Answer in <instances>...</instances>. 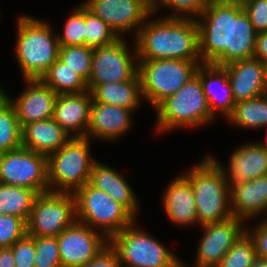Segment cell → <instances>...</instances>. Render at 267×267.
<instances>
[{
  "instance_id": "1",
  "label": "cell",
  "mask_w": 267,
  "mask_h": 267,
  "mask_svg": "<svg viewBox=\"0 0 267 267\" xmlns=\"http://www.w3.org/2000/svg\"><path fill=\"white\" fill-rule=\"evenodd\" d=\"M197 20L202 63L224 66L254 58L256 32L241 1L208 5Z\"/></svg>"
},
{
  "instance_id": "2",
  "label": "cell",
  "mask_w": 267,
  "mask_h": 267,
  "mask_svg": "<svg viewBox=\"0 0 267 267\" xmlns=\"http://www.w3.org/2000/svg\"><path fill=\"white\" fill-rule=\"evenodd\" d=\"M154 21V22H153ZM137 61L181 59L201 61L197 19L164 17L146 20L136 37Z\"/></svg>"
},
{
  "instance_id": "3",
  "label": "cell",
  "mask_w": 267,
  "mask_h": 267,
  "mask_svg": "<svg viewBox=\"0 0 267 267\" xmlns=\"http://www.w3.org/2000/svg\"><path fill=\"white\" fill-rule=\"evenodd\" d=\"M183 175L190 181L195 195L198 224L219 223L232 217L228 181L211 156Z\"/></svg>"
},
{
  "instance_id": "4",
  "label": "cell",
  "mask_w": 267,
  "mask_h": 267,
  "mask_svg": "<svg viewBox=\"0 0 267 267\" xmlns=\"http://www.w3.org/2000/svg\"><path fill=\"white\" fill-rule=\"evenodd\" d=\"M16 59L23 79H40L58 59L59 42L49 23L24 15L17 22Z\"/></svg>"
},
{
  "instance_id": "5",
  "label": "cell",
  "mask_w": 267,
  "mask_h": 267,
  "mask_svg": "<svg viewBox=\"0 0 267 267\" xmlns=\"http://www.w3.org/2000/svg\"><path fill=\"white\" fill-rule=\"evenodd\" d=\"M155 110L158 132H166L182 126L199 127L210 123L215 118L197 74L176 93L161 101Z\"/></svg>"
},
{
  "instance_id": "6",
  "label": "cell",
  "mask_w": 267,
  "mask_h": 267,
  "mask_svg": "<svg viewBox=\"0 0 267 267\" xmlns=\"http://www.w3.org/2000/svg\"><path fill=\"white\" fill-rule=\"evenodd\" d=\"M89 141L88 137H72L47 157L49 191L74 194L89 182L95 162Z\"/></svg>"
},
{
  "instance_id": "7",
  "label": "cell",
  "mask_w": 267,
  "mask_h": 267,
  "mask_svg": "<svg viewBox=\"0 0 267 267\" xmlns=\"http://www.w3.org/2000/svg\"><path fill=\"white\" fill-rule=\"evenodd\" d=\"M76 220L92 228L97 226L110 239L137 219L105 191L89 182L74 193Z\"/></svg>"
},
{
  "instance_id": "8",
  "label": "cell",
  "mask_w": 267,
  "mask_h": 267,
  "mask_svg": "<svg viewBox=\"0 0 267 267\" xmlns=\"http://www.w3.org/2000/svg\"><path fill=\"white\" fill-rule=\"evenodd\" d=\"M201 63L181 59L138 61L143 98L155 108L195 76Z\"/></svg>"
},
{
  "instance_id": "9",
  "label": "cell",
  "mask_w": 267,
  "mask_h": 267,
  "mask_svg": "<svg viewBox=\"0 0 267 267\" xmlns=\"http://www.w3.org/2000/svg\"><path fill=\"white\" fill-rule=\"evenodd\" d=\"M117 251L121 266L183 267V263L166 246L135 226V220L109 239Z\"/></svg>"
},
{
  "instance_id": "10",
  "label": "cell",
  "mask_w": 267,
  "mask_h": 267,
  "mask_svg": "<svg viewBox=\"0 0 267 267\" xmlns=\"http://www.w3.org/2000/svg\"><path fill=\"white\" fill-rule=\"evenodd\" d=\"M76 221L73 193L47 191L36 196L27 221L29 236L57 237Z\"/></svg>"
},
{
  "instance_id": "11",
  "label": "cell",
  "mask_w": 267,
  "mask_h": 267,
  "mask_svg": "<svg viewBox=\"0 0 267 267\" xmlns=\"http://www.w3.org/2000/svg\"><path fill=\"white\" fill-rule=\"evenodd\" d=\"M0 183L32 189L38 194L49 191L47 156L22 146L0 153Z\"/></svg>"
},
{
  "instance_id": "12",
  "label": "cell",
  "mask_w": 267,
  "mask_h": 267,
  "mask_svg": "<svg viewBox=\"0 0 267 267\" xmlns=\"http://www.w3.org/2000/svg\"><path fill=\"white\" fill-rule=\"evenodd\" d=\"M130 55L122 37L109 45L93 48L92 67L87 82L89 91L98 84L132 79L138 73V62Z\"/></svg>"
},
{
  "instance_id": "13",
  "label": "cell",
  "mask_w": 267,
  "mask_h": 267,
  "mask_svg": "<svg viewBox=\"0 0 267 267\" xmlns=\"http://www.w3.org/2000/svg\"><path fill=\"white\" fill-rule=\"evenodd\" d=\"M62 267H82L109 244V239L90 226L75 221L57 236Z\"/></svg>"
},
{
  "instance_id": "14",
  "label": "cell",
  "mask_w": 267,
  "mask_h": 267,
  "mask_svg": "<svg viewBox=\"0 0 267 267\" xmlns=\"http://www.w3.org/2000/svg\"><path fill=\"white\" fill-rule=\"evenodd\" d=\"M83 4L101 18L119 38L122 37L120 34L137 28L136 38L141 26L153 14L141 0H87Z\"/></svg>"
},
{
  "instance_id": "15",
  "label": "cell",
  "mask_w": 267,
  "mask_h": 267,
  "mask_svg": "<svg viewBox=\"0 0 267 267\" xmlns=\"http://www.w3.org/2000/svg\"><path fill=\"white\" fill-rule=\"evenodd\" d=\"M244 220L235 216L219 222L203 225V237L196 257V267H216L233 244L246 231Z\"/></svg>"
},
{
  "instance_id": "16",
  "label": "cell",
  "mask_w": 267,
  "mask_h": 267,
  "mask_svg": "<svg viewBox=\"0 0 267 267\" xmlns=\"http://www.w3.org/2000/svg\"><path fill=\"white\" fill-rule=\"evenodd\" d=\"M27 83L25 88L13 100L9 97V102L14 106L21 128L25 125L53 118L54 105L57 94L46 85L41 79H24Z\"/></svg>"
},
{
  "instance_id": "17",
  "label": "cell",
  "mask_w": 267,
  "mask_h": 267,
  "mask_svg": "<svg viewBox=\"0 0 267 267\" xmlns=\"http://www.w3.org/2000/svg\"><path fill=\"white\" fill-rule=\"evenodd\" d=\"M236 102L263 95L267 85V65L256 58L237 60L224 65Z\"/></svg>"
},
{
  "instance_id": "18",
  "label": "cell",
  "mask_w": 267,
  "mask_h": 267,
  "mask_svg": "<svg viewBox=\"0 0 267 267\" xmlns=\"http://www.w3.org/2000/svg\"><path fill=\"white\" fill-rule=\"evenodd\" d=\"M211 158L222 168L229 185L242 184L267 175V149L258 142L241 145L235 149L227 170L218 160Z\"/></svg>"
},
{
  "instance_id": "19",
  "label": "cell",
  "mask_w": 267,
  "mask_h": 267,
  "mask_svg": "<svg viewBox=\"0 0 267 267\" xmlns=\"http://www.w3.org/2000/svg\"><path fill=\"white\" fill-rule=\"evenodd\" d=\"M92 95L89 90L78 94H58L53 119L71 137H87Z\"/></svg>"
},
{
  "instance_id": "20",
  "label": "cell",
  "mask_w": 267,
  "mask_h": 267,
  "mask_svg": "<svg viewBox=\"0 0 267 267\" xmlns=\"http://www.w3.org/2000/svg\"><path fill=\"white\" fill-rule=\"evenodd\" d=\"M196 74L200 77L203 92L212 115L216 119V113L219 111L223 116H226L225 118H228L232 114L236 103L233 99L225 67L212 63H201ZM215 85L217 86L215 87ZM217 87L218 89H216Z\"/></svg>"
},
{
  "instance_id": "21",
  "label": "cell",
  "mask_w": 267,
  "mask_h": 267,
  "mask_svg": "<svg viewBox=\"0 0 267 267\" xmlns=\"http://www.w3.org/2000/svg\"><path fill=\"white\" fill-rule=\"evenodd\" d=\"M131 112L133 111L130 109L92 101L87 137L93 136L107 141L119 138L131 129Z\"/></svg>"
},
{
  "instance_id": "22",
  "label": "cell",
  "mask_w": 267,
  "mask_h": 267,
  "mask_svg": "<svg viewBox=\"0 0 267 267\" xmlns=\"http://www.w3.org/2000/svg\"><path fill=\"white\" fill-rule=\"evenodd\" d=\"M229 187L232 216L246 222L267 211V175Z\"/></svg>"
},
{
  "instance_id": "23",
  "label": "cell",
  "mask_w": 267,
  "mask_h": 267,
  "mask_svg": "<svg viewBox=\"0 0 267 267\" xmlns=\"http://www.w3.org/2000/svg\"><path fill=\"white\" fill-rule=\"evenodd\" d=\"M162 202L171 222L179 226L198 223L195 195L190 181L184 175L170 182Z\"/></svg>"
},
{
  "instance_id": "24",
  "label": "cell",
  "mask_w": 267,
  "mask_h": 267,
  "mask_svg": "<svg viewBox=\"0 0 267 267\" xmlns=\"http://www.w3.org/2000/svg\"><path fill=\"white\" fill-rule=\"evenodd\" d=\"M71 138L53 118L32 122L22 128V147L47 157Z\"/></svg>"
},
{
  "instance_id": "25",
  "label": "cell",
  "mask_w": 267,
  "mask_h": 267,
  "mask_svg": "<svg viewBox=\"0 0 267 267\" xmlns=\"http://www.w3.org/2000/svg\"><path fill=\"white\" fill-rule=\"evenodd\" d=\"M89 183L105 191L136 218L135 212L138 211L139 203L131 186H129L122 174L109 166L95 161L90 173Z\"/></svg>"
},
{
  "instance_id": "26",
  "label": "cell",
  "mask_w": 267,
  "mask_h": 267,
  "mask_svg": "<svg viewBox=\"0 0 267 267\" xmlns=\"http://www.w3.org/2000/svg\"><path fill=\"white\" fill-rule=\"evenodd\" d=\"M90 92L94 102L112 104L132 111L138 108L143 97L138 73L124 82L98 84Z\"/></svg>"
},
{
  "instance_id": "27",
  "label": "cell",
  "mask_w": 267,
  "mask_h": 267,
  "mask_svg": "<svg viewBox=\"0 0 267 267\" xmlns=\"http://www.w3.org/2000/svg\"><path fill=\"white\" fill-rule=\"evenodd\" d=\"M37 195L32 189L0 183V215H15L27 222Z\"/></svg>"
},
{
  "instance_id": "28",
  "label": "cell",
  "mask_w": 267,
  "mask_h": 267,
  "mask_svg": "<svg viewBox=\"0 0 267 267\" xmlns=\"http://www.w3.org/2000/svg\"><path fill=\"white\" fill-rule=\"evenodd\" d=\"M58 94H78L88 89L87 82L57 59L40 78Z\"/></svg>"
},
{
  "instance_id": "29",
  "label": "cell",
  "mask_w": 267,
  "mask_h": 267,
  "mask_svg": "<svg viewBox=\"0 0 267 267\" xmlns=\"http://www.w3.org/2000/svg\"><path fill=\"white\" fill-rule=\"evenodd\" d=\"M227 119L242 128L267 127V100L261 95L236 102L232 114Z\"/></svg>"
},
{
  "instance_id": "30",
  "label": "cell",
  "mask_w": 267,
  "mask_h": 267,
  "mask_svg": "<svg viewBox=\"0 0 267 267\" xmlns=\"http://www.w3.org/2000/svg\"><path fill=\"white\" fill-rule=\"evenodd\" d=\"M22 146V128L9 100L0 108V153Z\"/></svg>"
},
{
  "instance_id": "31",
  "label": "cell",
  "mask_w": 267,
  "mask_h": 267,
  "mask_svg": "<svg viewBox=\"0 0 267 267\" xmlns=\"http://www.w3.org/2000/svg\"><path fill=\"white\" fill-rule=\"evenodd\" d=\"M118 38L101 18L85 6V46L90 48L106 46Z\"/></svg>"
},
{
  "instance_id": "32",
  "label": "cell",
  "mask_w": 267,
  "mask_h": 267,
  "mask_svg": "<svg viewBox=\"0 0 267 267\" xmlns=\"http://www.w3.org/2000/svg\"><path fill=\"white\" fill-rule=\"evenodd\" d=\"M93 48L82 46H65L59 48L58 59L80 75L86 82L90 77Z\"/></svg>"
},
{
  "instance_id": "33",
  "label": "cell",
  "mask_w": 267,
  "mask_h": 267,
  "mask_svg": "<svg viewBox=\"0 0 267 267\" xmlns=\"http://www.w3.org/2000/svg\"><path fill=\"white\" fill-rule=\"evenodd\" d=\"M256 258L254 241L245 231L216 267H250Z\"/></svg>"
},
{
  "instance_id": "34",
  "label": "cell",
  "mask_w": 267,
  "mask_h": 267,
  "mask_svg": "<svg viewBox=\"0 0 267 267\" xmlns=\"http://www.w3.org/2000/svg\"><path fill=\"white\" fill-rule=\"evenodd\" d=\"M65 23L64 33L57 36L60 47L85 45V5L72 10Z\"/></svg>"
},
{
  "instance_id": "35",
  "label": "cell",
  "mask_w": 267,
  "mask_h": 267,
  "mask_svg": "<svg viewBox=\"0 0 267 267\" xmlns=\"http://www.w3.org/2000/svg\"><path fill=\"white\" fill-rule=\"evenodd\" d=\"M36 257L34 267H62L57 237H34Z\"/></svg>"
},
{
  "instance_id": "36",
  "label": "cell",
  "mask_w": 267,
  "mask_h": 267,
  "mask_svg": "<svg viewBox=\"0 0 267 267\" xmlns=\"http://www.w3.org/2000/svg\"><path fill=\"white\" fill-rule=\"evenodd\" d=\"M27 234V222L15 215H0V247L12 246Z\"/></svg>"
},
{
  "instance_id": "37",
  "label": "cell",
  "mask_w": 267,
  "mask_h": 267,
  "mask_svg": "<svg viewBox=\"0 0 267 267\" xmlns=\"http://www.w3.org/2000/svg\"><path fill=\"white\" fill-rule=\"evenodd\" d=\"M161 5L178 12L171 13L170 16L167 15L166 17H187L193 19H196L195 16H201L207 8L204 0H154L152 13L156 12ZM181 13L184 15H181ZM192 14L193 16L191 17Z\"/></svg>"
},
{
  "instance_id": "38",
  "label": "cell",
  "mask_w": 267,
  "mask_h": 267,
  "mask_svg": "<svg viewBox=\"0 0 267 267\" xmlns=\"http://www.w3.org/2000/svg\"><path fill=\"white\" fill-rule=\"evenodd\" d=\"M11 250L15 267H34L36 257L34 236L26 234L11 246Z\"/></svg>"
},
{
  "instance_id": "39",
  "label": "cell",
  "mask_w": 267,
  "mask_h": 267,
  "mask_svg": "<svg viewBox=\"0 0 267 267\" xmlns=\"http://www.w3.org/2000/svg\"><path fill=\"white\" fill-rule=\"evenodd\" d=\"M256 33L267 31V0H240Z\"/></svg>"
},
{
  "instance_id": "40",
  "label": "cell",
  "mask_w": 267,
  "mask_h": 267,
  "mask_svg": "<svg viewBox=\"0 0 267 267\" xmlns=\"http://www.w3.org/2000/svg\"><path fill=\"white\" fill-rule=\"evenodd\" d=\"M82 267H122L117 251L110 245L104 247L91 261Z\"/></svg>"
},
{
  "instance_id": "41",
  "label": "cell",
  "mask_w": 267,
  "mask_h": 267,
  "mask_svg": "<svg viewBox=\"0 0 267 267\" xmlns=\"http://www.w3.org/2000/svg\"><path fill=\"white\" fill-rule=\"evenodd\" d=\"M246 232L253 239L256 257L267 258V218L260 222L255 229Z\"/></svg>"
},
{
  "instance_id": "42",
  "label": "cell",
  "mask_w": 267,
  "mask_h": 267,
  "mask_svg": "<svg viewBox=\"0 0 267 267\" xmlns=\"http://www.w3.org/2000/svg\"><path fill=\"white\" fill-rule=\"evenodd\" d=\"M254 58L267 65V31L256 34Z\"/></svg>"
},
{
  "instance_id": "43",
  "label": "cell",
  "mask_w": 267,
  "mask_h": 267,
  "mask_svg": "<svg viewBox=\"0 0 267 267\" xmlns=\"http://www.w3.org/2000/svg\"><path fill=\"white\" fill-rule=\"evenodd\" d=\"M0 267H15L11 246L0 247Z\"/></svg>"
},
{
  "instance_id": "44",
  "label": "cell",
  "mask_w": 267,
  "mask_h": 267,
  "mask_svg": "<svg viewBox=\"0 0 267 267\" xmlns=\"http://www.w3.org/2000/svg\"><path fill=\"white\" fill-rule=\"evenodd\" d=\"M250 267H267V258L257 257Z\"/></svg>"
},
{
  "instance_id": "45",
  "label": "cell",
  "mask_w": 267,
  "mask_h": 267,
  "mask_svg": "<svg viewBox=\"0 0 267 267\" xmlns=\"http://www.w3.org/2000/svg\"><path fill=\"white\" fill-rule=\"evenodd\" d=\"M206 5H211V4H228V3H235L240 0H204Z\"/></svg>"
},
{
  "instance_id": "46",
  "label": "cell",
  "mask_w": 267,
  "mask_h": 267,
  "mask_svg": "<svg viewBox=\"0 0 267 267\" xmlns=\"http://www.w3.org/2000/svg\"><path fill=\"white\" fill-rule=\"evenodd\" d=\"M5 92V90L0 88V108L9 100V95H7Z\"/></svg>"
},
{
  "instance_id": "47",
  "label": "cell",
  "mask_w": 267,
  "mask_h": 267,
  "mask_svg": "<svg viewBox=\"0 0 267 267\" xmlns=\"http://www.w3.org/2000/svg\"><path fill=\"white\" fill-rule=\"evenodd\" d=\"M141 1H143L151 10H153L154 0H141Z\"/></svg>"
},
{
  "instance_id": "48",
  "label": "cell",
  "mask_w": 267,
  "mask_h": 267,
  "mask_svg": "<svg viewBox=\"0 0 267 267\" xmlns=\"http://www.w3.org/2000/svg\"><path fill=\"white\" fill-rule=\"evenodd\" d=\"M263 96L267 100V85H266V87L264 89Z\"/></svg>"
},
{
  "instance_id": "49",
  "label": "cell",
  "mask_w": 267,
  "mask_h": 267,
  "mask_svg": "<svg viewBox=\"0 0 267 267\" xmlns=\"http://www.w3.org/2000/svg\"><path fill=\"white\" fill-rule=\"evenodd\" d=\"M261 144L267 149V140H266V143H261Z\"/></svg>"
}]
</instances>
